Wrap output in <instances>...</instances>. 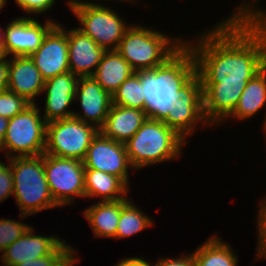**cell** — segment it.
<instances>
[{"instance_id":"13","label":"cell","mask_w":266,"mask_h":266,"mask_svg":"<svg viewBox=\"0 0 266 266\" xmlns=\"http://www.w3.org/2000/svg\"><path fill=\"white\" fill-rule=\"evenodd\" d=\"M55 24L49 20L43 26L34 18L24 16L11 21L5 30V55L30 56L41 46L45 35Z\"/></svg>"},{"instance_id":"3","label":"cell","mask_w":266,"mask_h":266,"mask_svg":"<svg viewBox=\"0 0 266 266\" xmlns=\"http://www.w3.org/2000/svg\"><path fill=\"white\" fill-rule=\"evenodd\" d=\"M185 139L161 120L146 118L138 131L125 142L133 169L178 158Z\"/></svg>"},{"instance_id":"21","label":"cell","mask_w":266,"mask_h":266,"mask_svg":"<svg viewBox=\"0 0 266 266\" xmlns=\"http://www.w3.org/2000/svg\"><path fill=\"white\" fill-rule=\"evenodd\" d=\"M129 199L118 201H99L84 211V216L94 230L96 237L116 238V230L121 215V208Z\"/></svg>"},{"instance_id":"9","label":"cell","mask_w":266,"mask_h":266,"mask_svg":"<svg viewBox=\"0 0 266 266\" xmlns=\"http://www.w3.org/2000/svg\"><path fill=\"white\" fill-rule=\"evenodd\" d=\"M44 170L51 196L59 207L71 204L74 195L85 198L82 161L44 153Z\"/></svg>"},{"instance_id":"19","label":"cell","mask_w":266,"mask_h":266,"mask_svg":"<svg viewBox=\"0 0 266 266\" xmlns=\"http://www.w3.org/2000/svg\"><path fill=\"white\" fill-rule=\"evenodd\" d=\"M145 111L112 104L100 133L117 142H127L146 120Z\"/></svg>"},{"instance_id":"11","label":"cell","mask_w":266,"mask_h":266,"mask_svg":"<svg viewBox=\"0 0 266 266\" xmlns=\"http://www.w3.org/2000/svg\"><path fill=\"white\" fill-rule=\"evenodd\" d=\"M85 169H96L119 177L128 186V167L132 168L125 143L103 136L92 140L82 161Z\"/></svg>"},{"instance_id":"7","label":"cell","mask_w":266,"mask_h":266,"mask_svg":"<svg viewBox=\"0 0 266 266\" xmlns=\"http://www.w3.org/2000/svg\"><path fill=\"white\" fill-rule=\"evenodd\" d=\"M69 6L82 25L79 30L105 51L117 50L129 25L116 12L93 2L70 0Z\"/></svg>"},{"instance_id":"1","label":"cell","mask_w":266,"mask_h":266,"mask_svg":"<svg viewBox=\"0 0 266 266\" xmlns=\"http://www.w3.org/2000/svg\"><path fill=\"white\" fill-rule=\"evenodd\" d=\"M251 7H238L232 17L201 34L196 47L187 43L202 82L208 125L227 119L248 81L266 67V12Z\"/></svg>"},{"instance_id":"38","label":"cell","mask_w":266,"mask_h":266,"mask_svg":"<svg viewBox=\"0 0 266 266\" xmlns=\"http://www.w3.org/2000/svg\"><path fill=\"white\" fill-rule=\"evenodd\" d=\"M6 2V0H0V10L5 6Z\"/></svg>"},{"instance_id":"6","label":"cell","mask_w":266,"mask_h":266,"mask_svg":"<svg viewBox=\"0 0 266 266\" xmlns=\"http://www.w3.org/2000/svg\"><path fill=\"white\" fill-rule=\"evenodd\" d=\"M39 111L35 103L30 104L22 112L9 119L2 145L3 151L8 150L5 151L7 160L13 157L44 154L47 122L41 117ZM15 152L18 154H13Z\"/></svg>"},{"instance_id":"14","label":"cell","mask_w":266,"mask_h":266,"mask_svg":"<svg viewBox=\"0 0 266 266\" xmlns=\"http://www.w3.org/2000/svg\"><path fill=\"white\" fill-rule=\"evenodd\" d=\"M76 99L79 100L84 114L73 112L72 117L85 123H93L100 129L111 109L112 95L105 91L93 76H88L79 77L75 93Z\"/></svg>"},{"instance_id":"35","label":"cell","mask_w":266,"mask_h":266,"mask_svg":"<svg viewBox=\"0 0 266 266\" xmlns=\"http://www.w3.org/2000/svg\"><path fill=\"white\" fill-rule=\"evenodd\" d=\"M151 264L146 262L144 259L137 258V257H129L121 260L115 266H150Z\"/></svg>"},{"instance_id":"18","label":"cell","mask_w":266,"mask_h":266,"mask_svg":"<svg viewBox=\"0 0 266 266\" xmlns=\"http://www.w3.org/2000/svg\"><path fill=\"white\" fill-rule=\"evenodd\" d=\"M10 60L7 90L34 104L35 96L43 92L45 80L30 56H17Z\"/></svg>"},{"instance_id":"30","label":"cell","mask_w":266,"mask_h":266,"mask_svg":"<svg viewBox=\"0 0 266 266\" xmlns=\"http://www.w3.org/2000/svg\"><path fill=\"white\" fill-rule=\"evenodd\" d=\"M9 165H4L0 161V203L13 194V173Z\"/></svg>"},{"instance_id":"10","label":"cell","mask_w":266,"mask_h":266,"mask_svg":"<svg viewBox=\"0 0 266 266\" xmlns=\"http://www.w3.org/2000/svg\"><path fill=\"white\" fill-rule=\"evenodd\" d=\"M177 94L179 99L163 122L185 139L200 120L207 123L203 113L202 82L199 74L196 72L180 87Z\"/></svg>"},{"instance_id":"37","label":"cell","mask_w":266,"mask_h":266,"mask_svg":"<svg viewBox=\"0 0 266 266\" xmlns=\"http://www.w3.org/2000/svg\"><path fill=\"white\" fill-rule=\"evenodd\" d=\"M0 55H5V31H0Z\"/></svg>"},{"instance_id":"31","label":"cell","mask_w":266,"mask_h":266,"mask_svg":"<svg viewBox=\"0 0 266 266\" xmlns=\"http://www.w3.org/2000/svg\"><path fill=\"white\" fill-rule=\"evenodd\" d=\"M260 205V211L258 215V233H259V239H258V248H257V255L258 259H261L262 257L266 258V198L262 201Z\"/></svg>"},{"instance_id":"25","label":"cell","mask_w":266,"mask_h":266,"mask_svg":"<svg viewBox=\"0 0 266 266\" xmlns=\"http://www.w3.org/2000/svg\"><path fill=\"white\" fill-rule=\"evenodd\" d=\"M112 104L145 111V95L140 72L128 77L112 95Z\"/></svg>"},{"instance_id":"4","label":"cell","mask_w":266,"mask_h":266,"mask_svg":"<svg viewBox=\"0 0 266 266\" xmlns=\"http://www.w3.org/2000/svg\"><path fill=\"white\" fill-rule=\"evenodd\" d=\"M13 194L21 218L45 209L59 207L51 196L44 170V154L10 158Z\"/></svg>"},{"instance_id":"32","label":"cell","mask_w":266,"mask_h":266,"mask_svg":"<svg viewBox=\"0 0 266 266\" xmlns=\"http://www.w3.org/2000/svg\"><path fill=\"white\" fill-rule=\"evenodd\" d=\"M20 8L28 13H43L53 7L55 0H15Z\"/></svg>"},{"instance_id":"5","label":"cell","mask_w":266,"mask_h":266,"mask_svg":"<svg viewBox=\"0 0 266 266\" xmlns=\"http://www.w3.org/2000/svg\"><path fill=\"white\" fill-rule=\"evenodd\" d=\"M183 44L180 37L170 39L162 32L135 25L127 28L116 51L140 72L162 65Z\"/></svg>"},{"instance_id":"2","label":"cell","mask_w":266,"mask_h":266,"mask_svg":"<svg viewBox=\"0 0 266 266\" xmlns=\"http://www.w3.org/2000/svg\"><path fill=\"white\" fill-rule=\"evenodd\" d=\"M140 73L146 115L163 121L179 99L177 91L196 73L195 57L185 41L162 65Z\"/></svg>"},{"instance_id":"16","label":"cell","mask_w":266,"mask_h":266,"mask_svg":"<svg viewBox=\"0 0 266 266\" xmlns=\"http://www.w3.org/2000/svg\"><path fill=\"white\" fill-rule=\"evenodd\" d=\"M67 36L70 72L78 77L93 76L105 50L78 28L67 30Z\"/></svg>"},{"instance_id":"36","label":"cell","mask_w":266,"mask_h":266,"mask_svg":"<svg viewBox=\"0 0 266 266\" xmlns=\"http://www.w3.org/2000/svg\"><path fill=\"white\" fill-rule=\"evenodd\" d=\"M9 119L0 116V150L4 142L5 133L7 131Z\"/></svg>"},{"instance_id":"28","label":"cell","mask_w":266,"mask_h":266,"mask_svg":"<svg viewBox=\"0 0 266 266\" xmlns=\"http://www.w3.org/2000/svg\"><path fill=\"white\" fill-rule=\"evenodd\" d=\"M31 103L9 90L0 91V116L11 119Z\"/></svg>"},{"instance_id":"27","label":"cell","mask_w":266,"mask_h":266,"mask_svg":"<svg viewBox=\"0 0 266 266\" xmlns=\"http://www.w3.org/2000/svg\"><path fill=\"white\" fill-rule=\"evenodd\" d=\"M63 242L52 254L28 260L16 266H73L76 263L75 251Z\"/></svg>"},{"instance_id":"8","label":"cell","mask_w":266,"mask_h":266,"mask_svg":"<svg viewBox=\"0 0 266 266\" xmlns=\"http://www.w3.org/2000/svg\"><path fill=\"white\" fill-rule=\"evenodd\" d=\"M99 129L74 117L46 124L45 154L83 161Z\"/></svg>"},{"instance_id":"24","label":"cell","mask_w":266,"mask_h":266,"mask_svg":"<svg viewBox=\"0 0 266 266\" xmlns=\"http://www.w3.org/2000/svg\"><path fill=\"white\" fill-rule=\"evenodd\" d=\"M194 266H237V256L228 244L211 237L193 252Z\"/></svg>"},{"instance_id":"29","label":"cell","mask_w":266,"mask_h":266,"mask_svg":"<svg viewBox=\"0 0 266 266\" xmlns=\"http://www.w3.org/2000/svg\"><path fill=\"white\" fill-rule=\"evenodd\" d=\"M30 227L19 221L0 218V252L20 238Z\"/></svg>"},{"instance_id":"15","label":"cell","mask_w":266,"mask_h":266,"mask_svg":"<svg viewBox=\"0 0 266 266\" xmlns=\"http://www.w3.org/2000/svg\"><path fill=\"white\" fill-rule=\"evenodd\" d=\"M78 79V76L68 71L45 80L43 92H46V102L43 118L47 123L73 116L74 111L67 108L75 101Z\"/></svg>"},{"instance_id":"39","label":"cell","mask_w":266,"mask_h":266,"mask_svg":"<svg viewBox=\"0 0 266 266\" xmlns=\"http://www.w3.org/2000/svg\"><path fill=\"white\" fill-rule=\"evenodd\" d=\"M265 118H266V116H265ZM264 122H265V123H264L263 125H264V129H265V131H266V119H265Z\"/></svg>"},{"instance_id":"12","label":"cell","mask_w":266,"mask_h":266,"mask_svg":"<svg viewBox=\"0 0 266 266\" xmlns=\"http://www.w3.org/2000/svg\"><path fill=\"white\" fill-rule=\"evenodd\" d=\"M30 58L44 80L70 71L67 31L56 23L47 32L41 46L30 55Z\"/></svg>"},{"instance_id":"22","label":"cell","mask_w":266,"mask_h":266,"mask_svg":"<svg viewBox=\"0 0 266 266\" xmlns=\"http://www.w3.org/2000/svg\"><path fill=\"white\" fill-rule=\"evenodd\" d=\"M84 181L85 197L101 196L102 202L128 199L129 186L117 176L96 169H85Z\"/></svg>"},{"instance_id":"23","label":"cell","mask_w":266,"mask_h":266,"mask_svg":"<svg viewBox=\"0 0 266 266\" xmlns=\"http://www.w3.org/2000/svg\"><path fill=\"white\" fill-rule=\"evenodd\" d=\"M266 103V67L249 80L231 117L245 120L253 117Z\"/></svg>"},{"instance_id":"17","label":"cell","mask_w":266,"mask_h":266,"mask_svg":"<svg viewBox=\"0 0 266 266\" xmlns=\"http://www.w3.org/2000/svg\"><path fill=\"white\" fill-rule=\"evenodd\" d=\"M32 230L30 227L3 251L0 259L2 258L4 266H16L28 260L48 256L64 242L55 236L34 235Z\"/></svg>"},{"instance_id":"26","label":"cell","mask_w":266,"mask_h":266,"mask_svg":"<svg viewBox=\"0 0 266 266\" xmlns=\"http://www.w3.org/2000/svg\"><path fill=\"white\" fill-rule=\"evenodd\" d=\"M136 207L130 200L121 208V215L116 230L117 239L130 237L154 224L150 217L145 216Z\"/></svg>"},{"instance_id":"33","label":"cell","mask_w":266,"mask_h":266,"mask_svg":"<svg viewBox=\"0 0 266 266\" xmlns=\"http://www.w3.org/2000/svg\"><path fill=\"white\" fill-rule=\"evenodd\" d=\"M150 266H194L193 253L180 258H160L158 263Z\"/></svg>"},{"instance_id":"34","label":"cell","mask_w":266,"mask_h":266,"mask_svg":"<svg viewBox=\"0 0 266 266\" xmlns=\"http://www.w3.org/2000/svg\"><path fill=\"white\" fill-rule=\"evenodd\" d=\"M6 55H0V91L7 90L9 81V60Z\"/></svg>"},{"instance_id":"20","label":"cell","mask_w":266,"mask_h":266,"mask_svg":"<svg viewBox=\"0 0 266 266\" xmlns=\"http://www.w3.org/2000/svg\"><path fill=\"white\" fill-rule=\"evenodd\" d=\"M135 71L130 64L116 51H105L95 73L94 79L111 95Z\"/></svg>"}]
</instances>
